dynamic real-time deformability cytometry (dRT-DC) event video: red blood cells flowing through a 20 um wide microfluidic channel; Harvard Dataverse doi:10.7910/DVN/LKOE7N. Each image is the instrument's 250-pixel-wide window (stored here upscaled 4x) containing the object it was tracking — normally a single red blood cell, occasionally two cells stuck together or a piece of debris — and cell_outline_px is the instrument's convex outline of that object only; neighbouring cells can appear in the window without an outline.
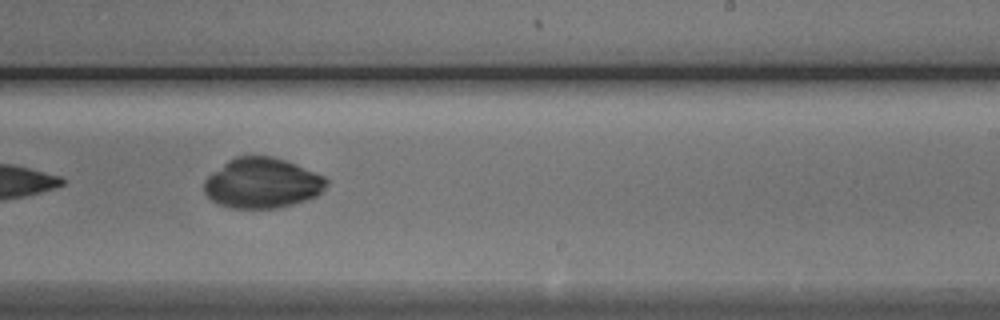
{"species": "Egyptian fruit bat (a non-hibernating species)", "species_latin": "Rousettus aegyptiacus", "temperature_condition": "cold", "stored_images_in_passage": 10, "camera_frame_rate_fps": 3000, "um_per_image_px": 0.085, "animal": {"sex": "male"}, "frame": {"image": 1, "passage_image": 10, "time_ms": 10.667, "image_size_px": [1000, 320], "cell_outline_px": [[328, 184], [316, 196], [292, 204], [276, 208], [232, 208], [216, 204], [204, 192], [204, 180], [212, 172], [228, 160], [236, 156], [272, 156], [284, 160], [324, 176], [328, 180]], "centroid_in_image_um": [22.25, 15.56], "position_along_channel_um": 266.7, "area_um2": 35.6}}